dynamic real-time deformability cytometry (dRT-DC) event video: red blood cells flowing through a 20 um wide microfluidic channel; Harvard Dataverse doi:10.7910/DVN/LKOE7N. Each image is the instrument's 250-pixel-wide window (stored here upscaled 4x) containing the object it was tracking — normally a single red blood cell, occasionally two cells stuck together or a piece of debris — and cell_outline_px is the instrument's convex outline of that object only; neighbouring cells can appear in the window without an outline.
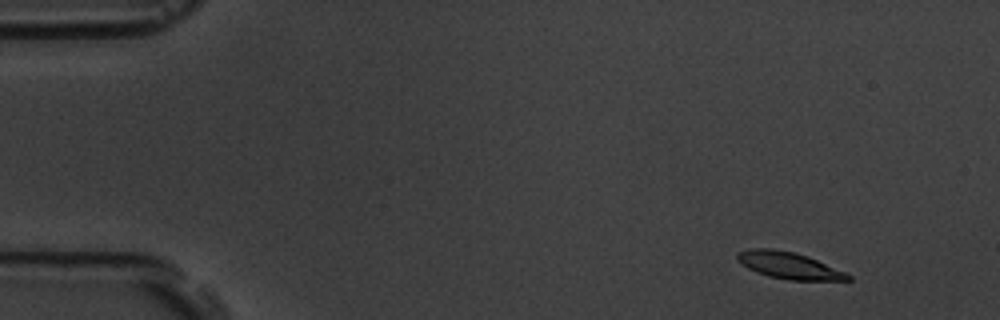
{"species": "common noctule bat (a hibernating species)", "species_latin": "Nyctalus noctula", "temperature_condition": "room temperature", "stored_images_in_passage": 5, "camera_frame_rate_fps": 3000, "um_per_image_px": 0.085, "animal": {"sex": "male", "body_mass_g": 19.5, "forearm_length_mm": 54.6}, "frame": {"image": 1, "passage_image": 1, "time_ms": 0.0, "image_size_px": [1000, 320], "cell_outline_px": [[852, 280], [788, 280], [768, 276], [756, 272], [748, 268], [736, 260], [736, 252], [748, 248], [772, 248], [796, 252], [808, 256], [844, 272], [852, 276]], "centroid_in_image_um": [67.0, 22.54], "position_along_channel_um": 18.0, "area_um2": 17.34}}
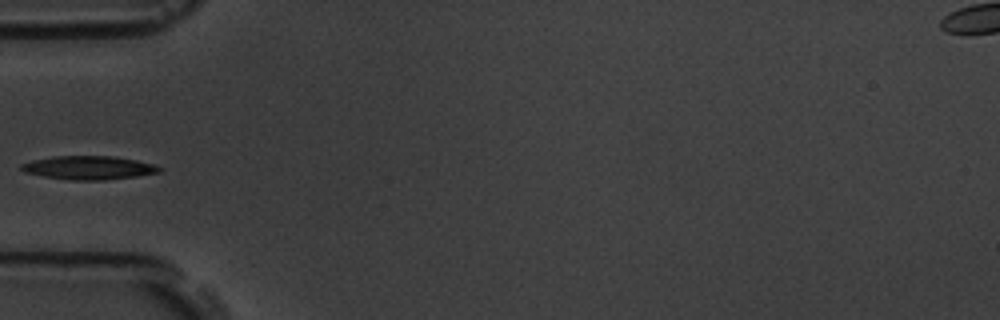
{"frame": {"image": 2, "passage_image": 5, "time_ms": 4.667, "image_size_px": [1000, 320], "cell_outline_px": [[164, 168], [160, 172], [136, 176], [104, 180], [68, 180], [44, 176], [24, 172], [20, 168], [20, 164], [32, 160], [52, 156], [112, 156], [136, 160], [152, 164]], "centroid_in_image_um": [7.52, 14.25], "position_along_channel_um": 77.5, "area_um2": 18.96}}